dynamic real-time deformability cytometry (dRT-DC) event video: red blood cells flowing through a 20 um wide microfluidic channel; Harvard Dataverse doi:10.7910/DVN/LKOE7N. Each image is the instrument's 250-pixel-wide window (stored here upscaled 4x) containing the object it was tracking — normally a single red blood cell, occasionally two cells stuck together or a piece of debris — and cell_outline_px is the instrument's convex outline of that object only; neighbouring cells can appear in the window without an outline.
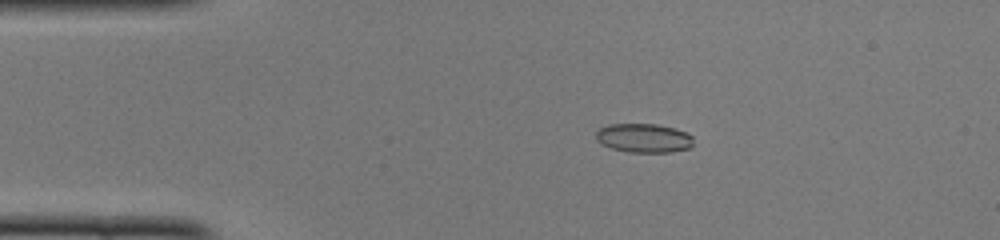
{"species": "common noctule bat (a hibernating species)", "species_latin": "Nyctalus noctula", "temperature_condition": "cold", "stored_images_in_passage": 50, "camera_frame_rate_fps": 3000, "um_per_image_px": 0.085, "animal": {"sex": "female", "body_mass_g": 22.0, "forearm_length_mm": 56.7}, "frame": {"image": 1, "passage_image": 10, "time_ms": 3.0, "image_size_px": [1000, 240], "cell_outline_px": [[692, 144], [688, 148], [672, 152], [628, 152], [612, 148], [596, 140], [596, 132], [600, 128], [608, 124], [656, 124], [676, 128], [692, 136]], "centroid_in_image_um": [54.71, 11.73], "position_along_channel_um": 30.3, "area_um2": 16.36}}
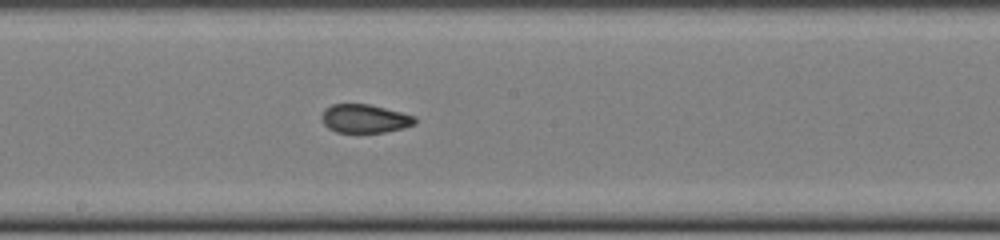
{"frame": {"image": 2, "passage_image": 27, "time_ms": 8.667, "image_size_px": [1000, 240], "cell_outline_px": [[416, 124], [404, 128], [384, 132], [336, 132], [328, 128], [324, 124], [320, 116], [324, 108], [332, 104], [368, 104], [416, 116]], "centroid_in_image_um": [30.98, 10.08], "position_along_channel_um": 217.2, "area_um2": 15.55}}
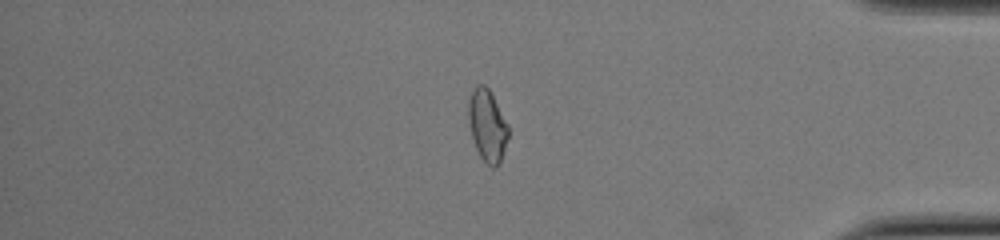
{"frame": {"image": 3, "passage_image": 42, "time_ms": 13.667, "image_size_px": [1000, 240], "cell_outline_px": [[508, 136], [500, 164], [496, 168], [492, 168], [480, 156], [476, 148], [472, 136], [468, 120], [468, 100], [476, 84], [484, 84], [488, 88], [508, 124]], "centroid_in_image_um": [41.42, 10.67], "position_along_channel_um": 393.8, "area_um2": 16.59}, "authors_computed_cell_mechanics": {"area_um2": 16.2996, "velocity_mm_per_s": 4.1136, "shape_relaxation_time_tau1_ms": null, "shape_relaxation_time_tau2_ms": 1.1246, "deformation_change_tau1": null, "deformation_change_tau2": 0.0535}}